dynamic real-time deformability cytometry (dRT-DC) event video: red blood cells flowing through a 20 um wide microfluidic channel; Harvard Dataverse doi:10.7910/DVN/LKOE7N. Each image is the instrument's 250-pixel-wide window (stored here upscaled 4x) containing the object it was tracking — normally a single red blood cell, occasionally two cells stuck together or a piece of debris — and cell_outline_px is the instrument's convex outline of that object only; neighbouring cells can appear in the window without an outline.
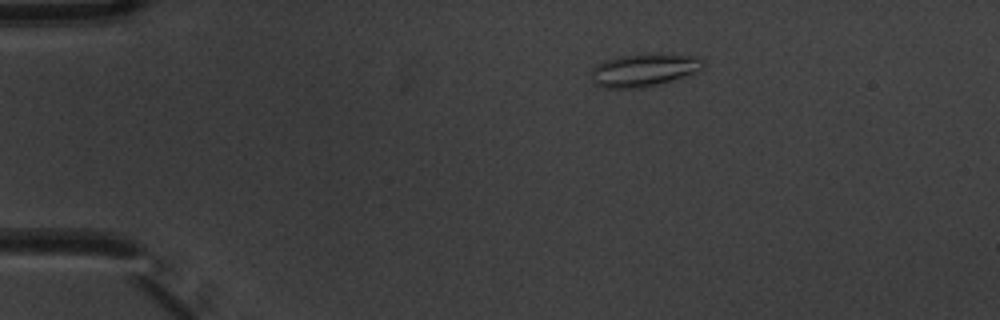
{"species": "common noctule bat (a hibernating species)", "species_latin": "Nyctalus noctula", "temperature_condition": "warm", "stored_images_in_passage": 3, "camera_frame_rate_fps": 3000, "um_per_image_px": 0.085, "animal": {"sex": "male", "body_mass_g": 20.1, "forearm_length_mm": 53.5}, "frame": {"image": 1, "passage_image": 1, "time_ms": 0.0, "image_size_px": [1000, 320], "cell_outline_px": [[704, 64], [696, 72], [672, 80], [640, 88], [604, 88], [592, 84], [592, 68], [596, 64], [604, 60], [616, 56], [640, 52], [660, 52], [696, 56], [704, 60]], "centroid_in_image_um": [54.69, 5.91], "position_along_channel_um": 30.3, "area_um2": 22.08}}
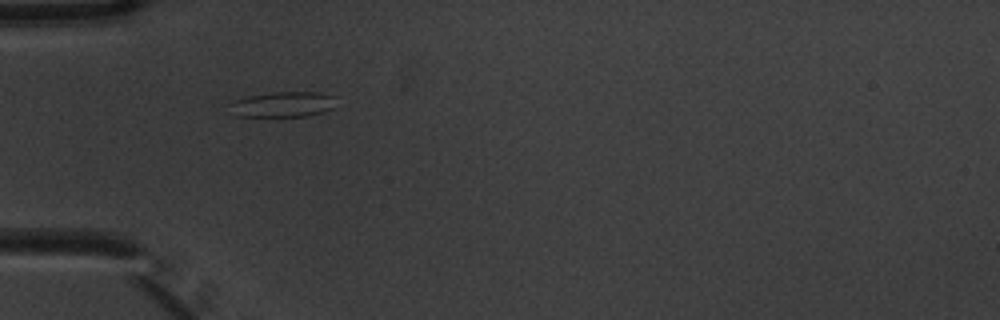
{"frame": {"image": 2, "passage_image": 3, "time_ms": 0.667, "image_size_px": [1000, 320], "cell_outline_px": [[336, 96], [332, 108], [324, 112], [308, 116], [236, 116], [228, 104], [236, 100], [248, 96], [272, 92], [320, 92]], "centroid_in_image_um": [24.08, 8.86], "position_along_channel_um": 60.9, "area_um2": 15.72}}